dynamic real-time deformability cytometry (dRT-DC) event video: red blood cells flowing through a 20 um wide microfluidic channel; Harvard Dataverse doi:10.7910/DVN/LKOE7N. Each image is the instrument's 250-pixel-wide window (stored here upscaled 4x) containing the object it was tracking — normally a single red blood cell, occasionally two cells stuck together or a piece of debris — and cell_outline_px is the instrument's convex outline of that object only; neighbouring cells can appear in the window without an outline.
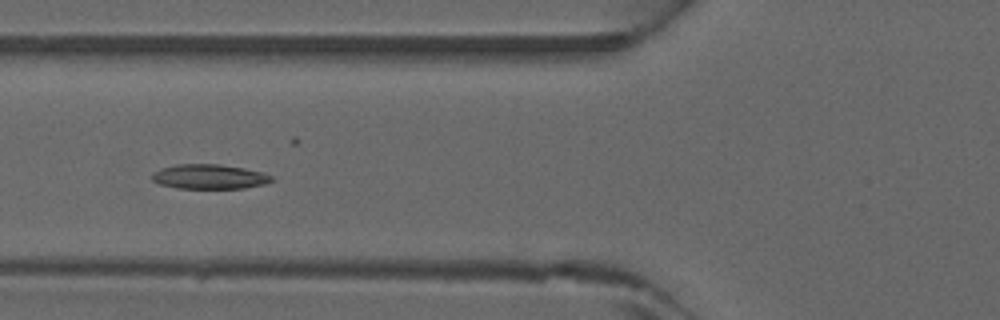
{"species": "common noctule bat (a hibernating species)", "species_latin": "Nyctalus noctula", "temperature_condition": "warm", "stored_images_in_passage": 26, "camera_frame_rate_fps": 3000, "um_per_image_px": 0.085, "animal": {"sex": "male", "forearm_length_mm": 52.5}, "frame": {"image": 1, "passage_image": 5, "time_ms": 1.333, "image_size_px": [1000, 320], "cell_outline_px": [[276, 180], [264, 184], [244, 188], [176, 188], [160, 184], [152, 180], [152, 172], [160, 168], [176, 164], [220, 164], [244, 168], [260, 172], [272, 176]], "centroid_in_image_um": [17.78, 15.01], "position_along_channel_um": 108.0, "area_um2": 17.22}}
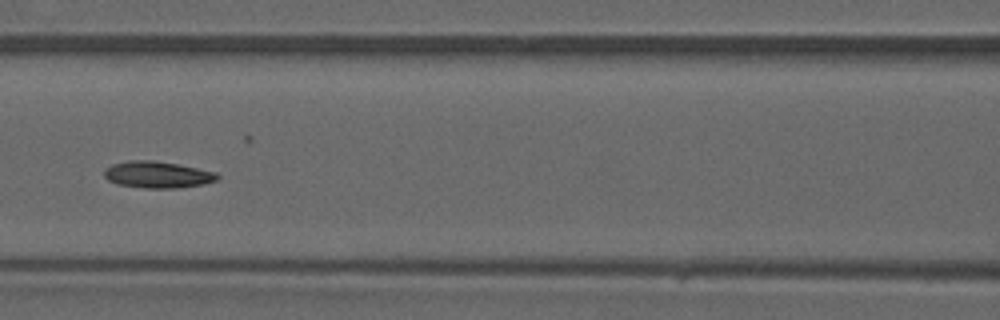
{"frame": {"image": 2, "passage_image": 8, "time_ms": 2.333, "image_size_px": [1000, 320], "cell_outline_px": [[220, 176], [216, 180], [204, 184], [176, 188], [144, 188], [116, 184], [108, 180], [104, 176], [104, 168], [112, 164], [128, 160], [152, 160], [180, 164], [216, 172]], "centroid_in_image_um": [13.37, 14.84], "position_along_channel_um": 153.2, "area_um2": 17.74}}
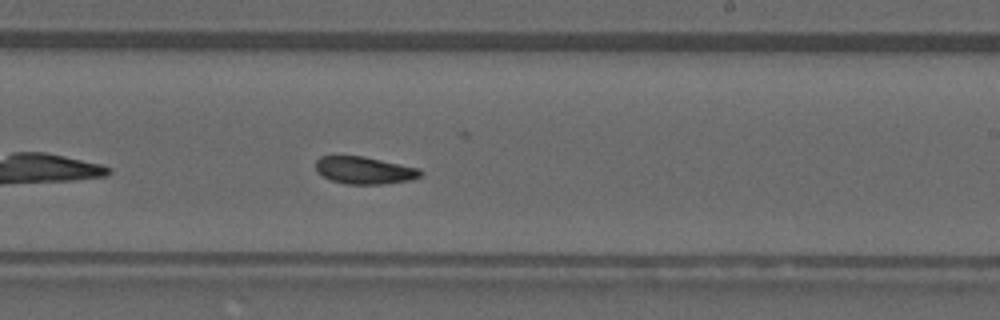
{"frame": {"image": 3, "passage_image": 15, "time_ms": 4.667, "image_size_px": [1000, 320], "cell_outline_px": [[424, 172], [420, 176], [412, 180], [384, 184], [344, 184], [332, 180], [316, 172], [316, 160], [320, 156], [364, 156], [420, 168]], "centroid_in_image_um": [31.0, 14.48], "position_along_channel_um": 258.0, "area_um2": 16.82}}